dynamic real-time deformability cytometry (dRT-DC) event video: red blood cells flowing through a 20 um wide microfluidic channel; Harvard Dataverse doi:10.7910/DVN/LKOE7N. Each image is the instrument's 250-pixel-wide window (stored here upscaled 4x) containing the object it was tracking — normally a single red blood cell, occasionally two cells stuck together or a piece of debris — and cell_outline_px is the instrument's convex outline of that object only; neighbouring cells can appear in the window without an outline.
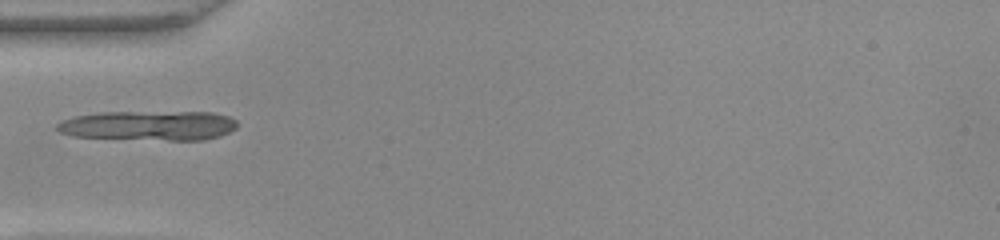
{"species": "common noctule bat (a hibernating species)", "species_latin": "Nyctalus noctula", "temperature_condition": "warm", "stored_images_in_passage": 22, "camera_frame_rate_fps": 3000, "um_per_image_px": 0.085, "animal": {"sex": "female", "body_mass_g": 22.0, "forearm_length_mm": 56.7}, "frame": {"image": 1, "passage_image": 1, "time_ms": 0.0, "image_size_px": [1000, 240], "cell_outline_px": [[236, 128], [220, 136], [204, 140], [168, 140], [76, 136], [60, 132], [56, 128], [56, 124], [60, 120], [76, 116], [100, 112], [212, 112], [228, 116], [236, 120]], "centroid_in_image_um": [12.67, 10.66], "position_along_channel_um": 72.3, "area_um2": 31.04}}